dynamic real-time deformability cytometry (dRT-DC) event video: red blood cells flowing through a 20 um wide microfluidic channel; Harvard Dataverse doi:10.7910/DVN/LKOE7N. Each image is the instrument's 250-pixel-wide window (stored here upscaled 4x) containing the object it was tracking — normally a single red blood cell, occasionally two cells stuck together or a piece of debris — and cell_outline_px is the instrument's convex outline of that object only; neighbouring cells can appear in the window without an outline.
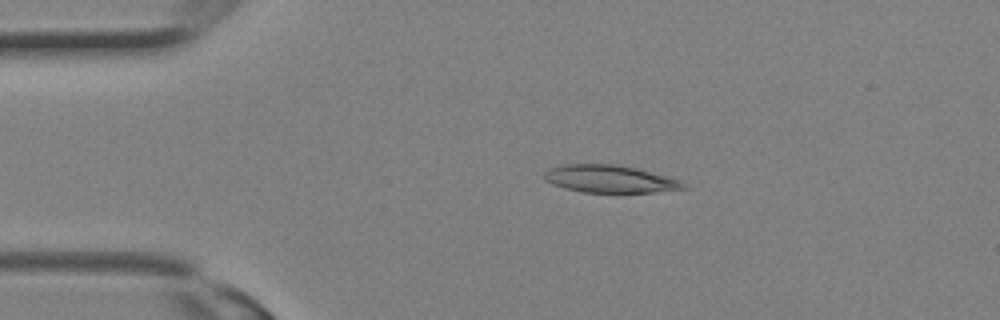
{"species": "Egyptian fruit bat (a non-hibernating species)", "species_latin": "Rousettus aegyptiacus", "temperature_condition": "room temperature", "stored_images_in_passage": 2, "camera_frame_rate_fps": 3000, "um_per_image_px": 0.085, "animal": {"sex": "female"}, "frame": {"image": 1, "passage_image": 1, "time_ms": 0.0, "image_size_px": [1000, 320], "cell_outline_px": [[688, 188], [652, 192], [584, 192], [552, 184], [544, 180], [544, 172], [548, 168], [564, 164], [616, 164], [636, 168], [668, 176], [680, 180]], "centroid_in_image_um": [51.82, 15.2], "position_along_channel_um": 33.2, "area_um2": 22.2}}
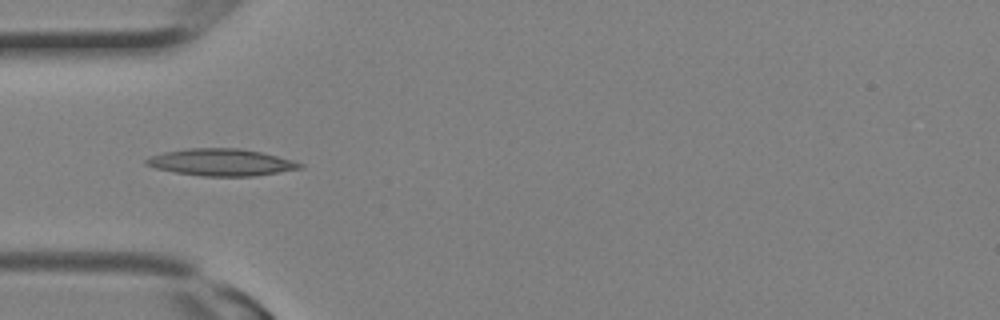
{"frame": {"image": 2, "passage_image": 2, "time_ms": 0.333, "image_size_px": [1000, 320], "cell_outline_px": [[304, 168], [252, 176], [200, 176], [176, 172], [156, 168], [144, 164], [144, 160], [152, 156], [164, 152], [188, 148], [240, 148], [260, 152], [292, 160], [304, 164]], "centroid_in_image_um": [18.8, 13.79], "position_along_channel_um": 66.2, "area_um2": 23.99}}